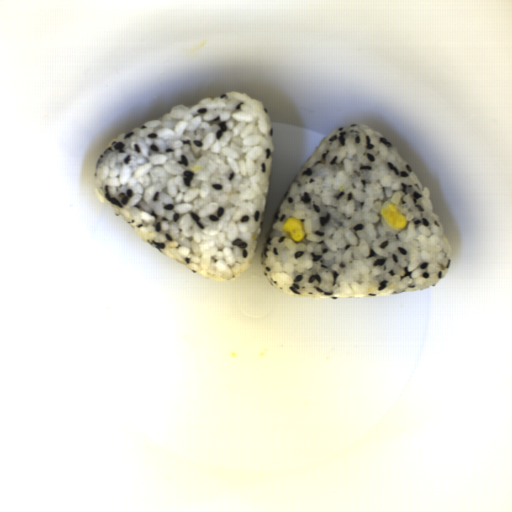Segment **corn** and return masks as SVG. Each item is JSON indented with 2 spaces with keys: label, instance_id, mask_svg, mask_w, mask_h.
Segmentation results:
<instances>
[{
  "label": "corn",
  "instance_id": "corn-1",
  "mask_svg": "<svg viewBox=\"0 0 512 512\" xmlns=\"http://www.w3.org/2000/svg\"><path fill=\"white\" fill-rule=\"evenodd\" d=\"M380 213L390 228L399 230L406 227L408 222L406 216L392 202L383 206Z\"/></svg>",
  "mask_w": 512,
  "mask_h": 512
},
{
  "label": "corn",
  "instance_id": "corn-2",
  "mask_svg": "<svg viewBox=\"0 0 512 512\" xmlns=\"http://www.w3.org/2000/svg\"><path fill=\"white\" fill-rule=\"evenodd\" d=\"M281 229L287 232L294 241L298 242L303 241L307 235L304 222L294 216L288 217L282 224Z\"/></svg>",
  "mask_w": 512,
  "mask_h": 512
}]
</instances>
